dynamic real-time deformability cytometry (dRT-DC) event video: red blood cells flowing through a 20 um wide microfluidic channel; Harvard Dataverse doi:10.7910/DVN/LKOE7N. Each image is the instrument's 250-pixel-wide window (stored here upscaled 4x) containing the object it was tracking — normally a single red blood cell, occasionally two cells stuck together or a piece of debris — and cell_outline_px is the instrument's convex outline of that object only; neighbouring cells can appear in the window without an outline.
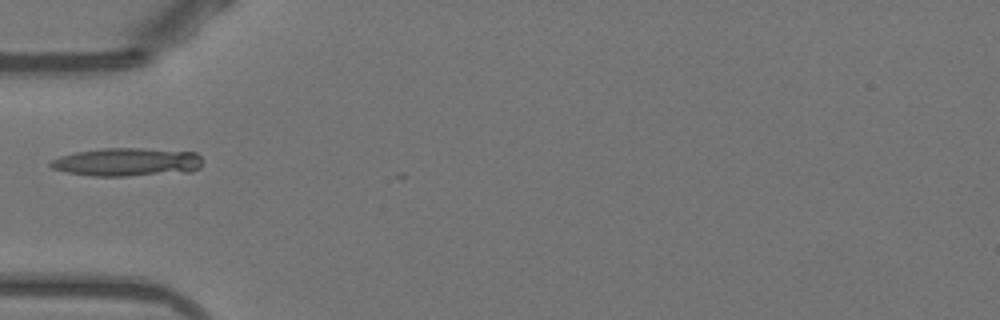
{"species": "Egyptian fruit bat (a non-hibernating species)", "species_latin": "Rousettus aegyptiacus", "temperature_condition": "warm", "stored_images_in_passage": 7, "camera_frame_rate_fps": 3000, "um_per_image_px": 0.085, "animal": {"sex": "female"}, "frame": {"image": 1, "passage_image": 1, "time_ms": 0.0, "image_size_px": [1000, 320], "cell_outline_px": [[200, 168], [192, 172], [128, 176], [92, 176], [68, 172], [52, 168], [48, 164], [52, 160], [60, 156], [76, 152], [100, 148], [144, 148], [196, 152], [200, 156]], "centroid_in_image_um": [10.82, 13.77], "position_along_channel_um": 74.2, "area_um2": 25.2}}
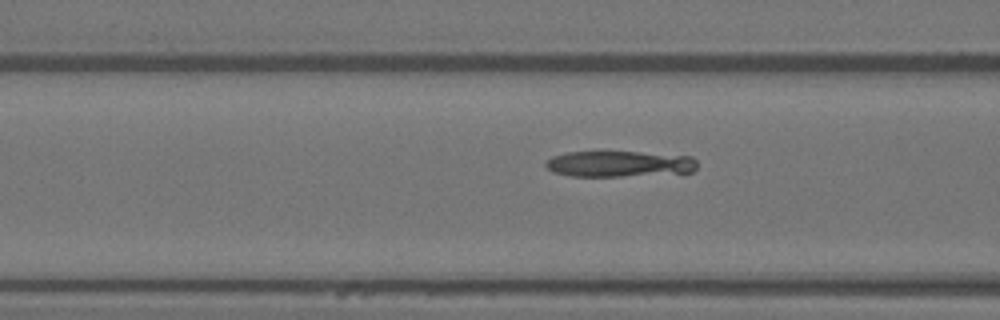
{"frame": {"image": 2, "passage_image": 4, "time_ms": 1.0, "image_size_px": [1000, 320], "cell_outline_px": [[696, 168], [692, 172], [620, 176], [572, 176], [552, 172], [544, 164], [544, 160], [552, 156], [568, 152], [640, 152], [692, 156], [696, 160]], "centroid_in_image_um": [52.6, 13.92], "position_along_channel_um": 114.0, "area_um2": 22.89}}